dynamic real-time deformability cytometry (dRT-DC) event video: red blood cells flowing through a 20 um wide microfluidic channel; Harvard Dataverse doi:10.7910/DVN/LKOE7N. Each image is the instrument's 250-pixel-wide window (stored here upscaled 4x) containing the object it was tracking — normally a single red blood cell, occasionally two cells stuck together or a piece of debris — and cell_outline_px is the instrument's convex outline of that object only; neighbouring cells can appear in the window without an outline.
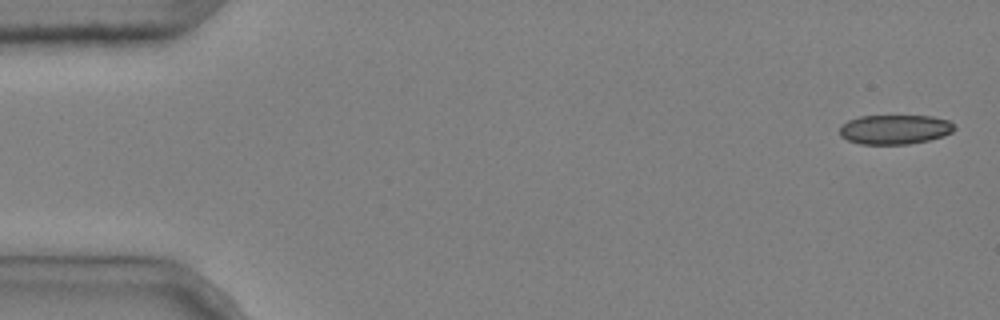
{"species": "common noctule bat (a hibernating species)", "species_latin": "Nyctalus noctula", "temperature_condition": "cold", "stored_images_in_passage": 5, "camera_frame_rate_fps": 3000, "um_per_image_px": 0.085, "animal": {"sex": "male", "body_mass_g": 20.4}, "frame": {"image": 1, "passage_image": 1, "time_ms": 0.0, "image_size_px": [1000, 320], "cell_outline_px": [[956, 128], [952, 132], [944, 136], [928, 140], [908, 144], [860, 144], [848, 140], [840, 136], [840, 124], [848, 120], [860, 116], [932, 116], [948, 120]], "centroid_in_image_um": [76.04, 11.0], "position_along_channel_um": 9.0, "area_um2": 19.77}}
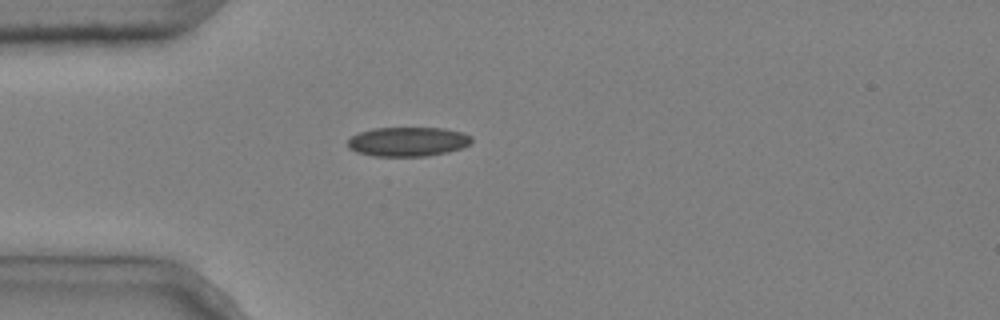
{"frame": {"image": 2, "passage_image": 5, "time_ms": 1.333, "image_size_px": [1000, 320], "cell_outline_px": [[472, 140], [468, 144], [460, 148], [448, 152], [424, 156], [376, 156], [356, 152], [348, 148], [348, 140], [352, 136], [360, 132], [372, 128], [444, 128], [464, 132], [472, 136]], "centroid_in_image_um": [34.67, 12.03], "position_along_channel_um": 50.3, "area_um2": 21.15}}